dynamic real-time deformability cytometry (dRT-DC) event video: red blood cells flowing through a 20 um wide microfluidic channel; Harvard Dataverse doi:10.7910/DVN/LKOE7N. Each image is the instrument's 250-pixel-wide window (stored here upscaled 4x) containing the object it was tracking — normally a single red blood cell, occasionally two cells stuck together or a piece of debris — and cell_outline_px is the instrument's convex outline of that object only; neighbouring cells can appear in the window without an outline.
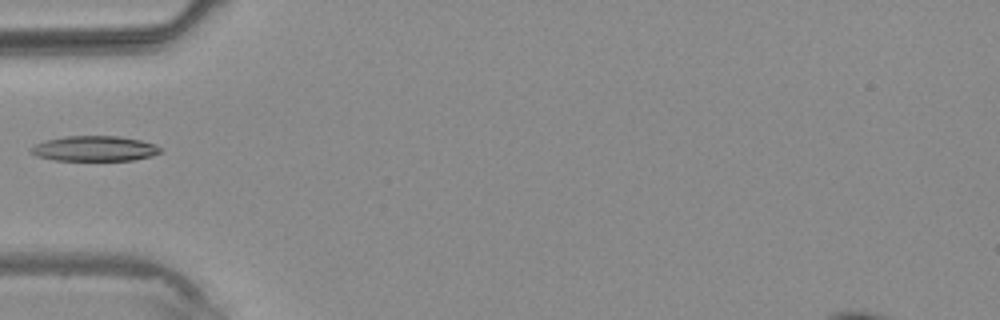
{"species": "common noctule bat (a hibernating species)", "species_latin": "Nyctalus noctula", "temperature_condition": "warm", "stored_images_in_passage": 4, "camera_frame_rate_fps": 3000, "um_per_image_px": 0.085, "animal": {"sex": "male", "body_mass_g": 20.4}, "frame": {"image": 1, "passage_image": 4, "time_ms": 3.333, "image_size_px": [1000, 320], "cell_outline_px": [[164, 148], [160, 152], [152, 156], [132, 160], [52, 160], [36, 156], [28, 152], [28, 148], [36, 144], [48, 140], [68, 136], [120, 136], [140, 140], [156, 144]], "centroid_in_image_um": [8.04, 12.63], "position_along_channel_um": 77.0, "area_um2": 19.13}}